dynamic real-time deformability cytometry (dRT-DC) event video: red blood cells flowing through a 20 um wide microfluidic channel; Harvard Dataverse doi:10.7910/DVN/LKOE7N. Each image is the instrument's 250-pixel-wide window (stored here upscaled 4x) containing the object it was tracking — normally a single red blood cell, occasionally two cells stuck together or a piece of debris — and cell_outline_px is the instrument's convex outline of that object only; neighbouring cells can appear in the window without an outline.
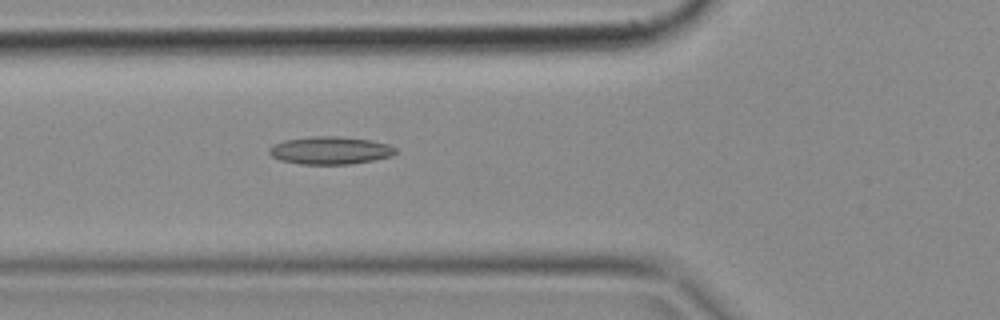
{"species": "common noctule bat (a hibernating species)", "species_latin": "Nyctalus noctula", "temperature_condition": "cold", "stored_images_in_passage": 43, "camera_frame_rate_fps": 3000, "um_per_image_px": 0.085, "animal": {"sex": "female", "body_mass_g": 18.4}, "frame": {"image": 1, "passage_image": 16, "time_ms": 5.0, "image_size_px": [1000, 320], "cell_outline_px": [[396, 152], [392, 156], [372, 160], [348, 164], [300, 164], [280, 160], [272, 156], [268, 152], [268, 148], [272, 144], [284, 140], [312, 136], [336, 136], [372, 140], [388, 144], [396, 148]], "centroid_in_image_um": [28.04, 12.78], "position_along_channel_um": 97.8, "area_um2": 20.46}}
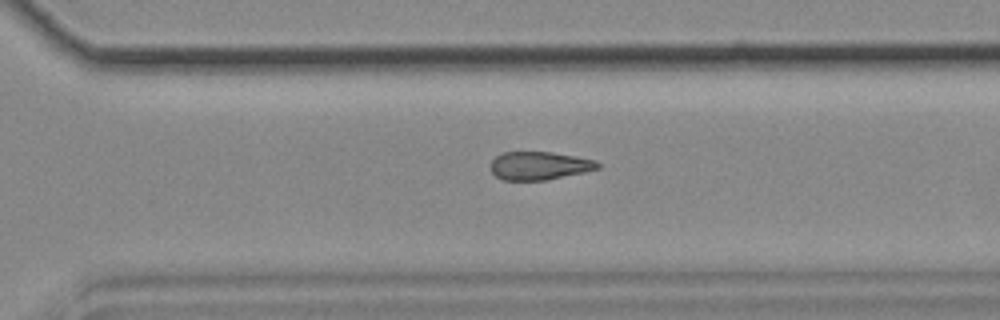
{"frame": {"image": 2, "passage_image": 33, "time_ms": 10.667, "image_size_px": [1000, 320], "cell_outline_px": [[600, 168], [584, 172], [548, 180], [504, 180], [496, 176], [492, 172], [492, 160], [496, 156], [504, 152], [552, 152], [576, 156], [596, 160], [600, 164]], "centroid_in_image_um": [45.88, 14.08], "position_along_channel_um": 324.7, "area_um2": 17.57}}
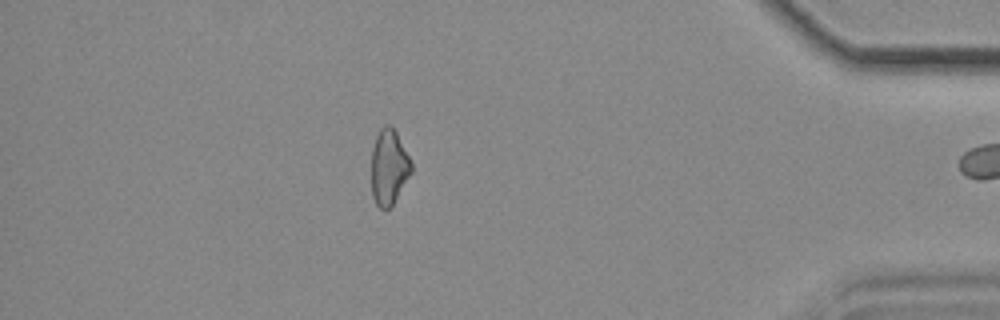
{"frame": {"image": 3, "passage_image": 42, "time_ms": 13.667, "image_size_px": [1000, 320], "cell_outline_px": [[412, 172], [392, 208], [380, 208], [376, 204], [372, 196], [372, 148], [376, 136], [380, 128], [384, 124], [388, 124], [396, 132], [412, 164]], "centroid_in_image_um": [33.06, 14.24], "position_along_channel_um": 402.1, "area_um2": 17.57}}